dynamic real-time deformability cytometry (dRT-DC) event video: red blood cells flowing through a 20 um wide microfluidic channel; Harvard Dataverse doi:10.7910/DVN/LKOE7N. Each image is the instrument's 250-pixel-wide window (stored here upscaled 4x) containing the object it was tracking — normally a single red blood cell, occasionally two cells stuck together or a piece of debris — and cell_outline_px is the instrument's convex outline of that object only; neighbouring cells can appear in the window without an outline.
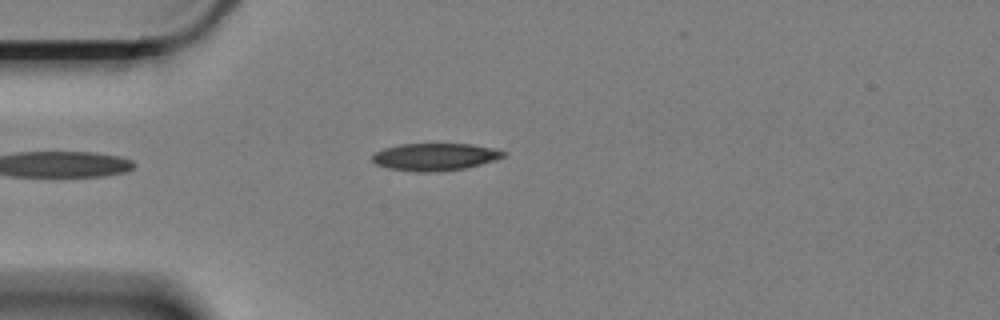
{"species": "Egyptian fruit bat (a non-hibernating species)", "species_latin": "Rousettus aegyptiacus", "temperature_condition": "cold", "stored_images_in_passage": 22, "camera_frame_rate_fps": 3000, "um_per_image_px": 0.085, "animal": {"sex": "female"}, "frame": {"image": 1, "passage_image": 1, "time_ms": 0.0, "image_size_px": [1000, 320], "cell_outline_px": [[504, 156], [480, 164], [464, 168], [436, 172], [416, 172], [388, 168], [376, 164], [372, 160], [372, 156], [376, 152], [384, 148], [400, 144], [472, 144], [492, 148], [504, 152]], "centroid_in_image_um": [36.91, 13.33], "position_along_channel_um": 48.1, "area_um2": 20.63}}
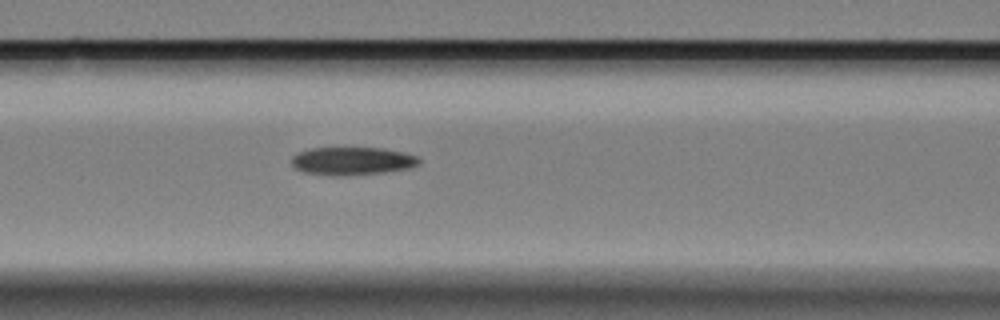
{"frame": {"image": 2, "passage_image": 10, "time_ms": 3.0, "image_size_px": [1000, 320], "cell_outline_px": [[420, 164], [408, 168], [384, 172], [344, 176], [332, 176], [304, 172], [296, 168], [292, 164], [292, 156], [300, 152], [312, 148], [384, 148], [404, 152], [416, 156], [420, 160]], "centroid_in_image_um": [29.95, 13.69], "position_along_channel_um": 136.7, "area_um2": 20.75}}
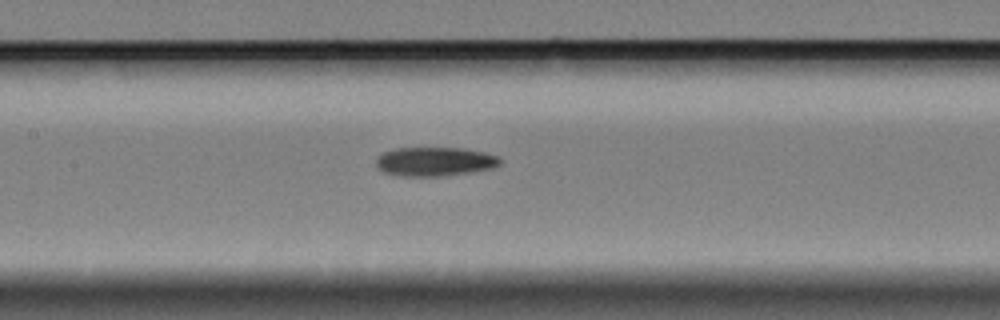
{"frame": {"image": 3, "passage_image": 13, "time_ms": 4.0, "image_size_px": [1000, 320], "cell_outline_px": [[500, 164], [492, 168], [468, 172], [440, 176], [404, 176], [384, 172], [376, 164], [376, 160], [384, 152], [396, 148], [464, 148], [484, 152], [500, 156]], "centroid_in_image_um": [36.98, 13.72], "position_along_channel_um": 170.4, "area_um2": 20.69}}